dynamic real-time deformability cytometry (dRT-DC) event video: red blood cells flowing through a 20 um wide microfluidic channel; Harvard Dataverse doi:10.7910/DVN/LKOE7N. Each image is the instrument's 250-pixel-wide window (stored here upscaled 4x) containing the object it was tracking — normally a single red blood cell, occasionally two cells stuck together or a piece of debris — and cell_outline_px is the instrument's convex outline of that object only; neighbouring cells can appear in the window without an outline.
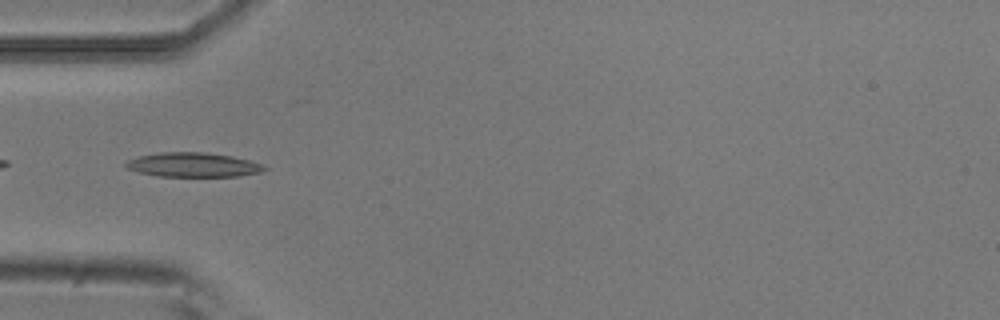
{"species": "common noctule bat (a hibernating species)", "species_latin": "Nyctalus noctula", "temperature_condition": "room temperature", "stored_images_in_passage": 8, "camera_frame_rate_fps": 3000, "um_per_image_px": 0.085, "animal": {"sex": "male", "body_mass_g": 20.5, "forearm_length_mm": 52.5}, "frame": {"image": 1, "passage_image": 4, "time_ms": 1.0, "image_size_px": [1000, 320], "cell_outline_px": [[268, 168], [260, 172], [236, 176], [156, 176], [140, 172], [128, 168], [124, 164], [128, 160], [140, 156], [160, 152], [204, 152], [232, 156], [264, 164]], "centroid_in_image_um": [16.43, 14.0], "position_along_channel_um": 68.6, "area_um2": 19.48}}
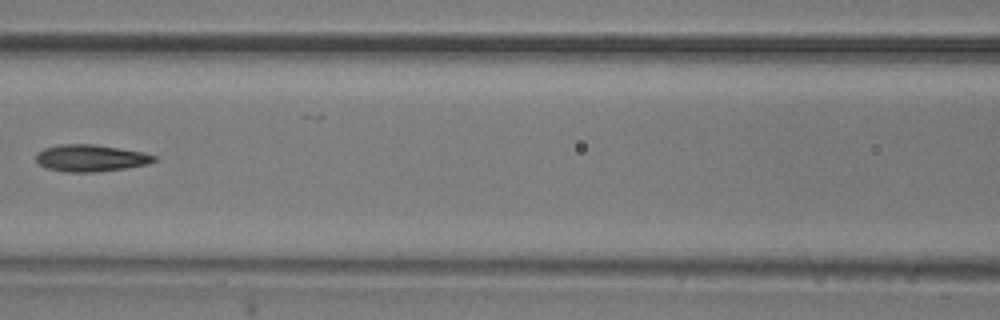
{"frame": {"image": 2, "passage_image": 6, "time_ms": 1.667, "image_size_px": [1000, 320], "cell_outline_px": [[156, 160], [148, 164], [124, 168], [96, 172], [64, 172], [44, 168], [36, 164], [36, 152], [44, 148], [60, 144], [92, 144], [120, 148], [144, 152], [156, 156]], "centroid_in_image_um": [7.65, 13.44], "position_along_channel_um": 158.9, "area_um2": 18.73}}
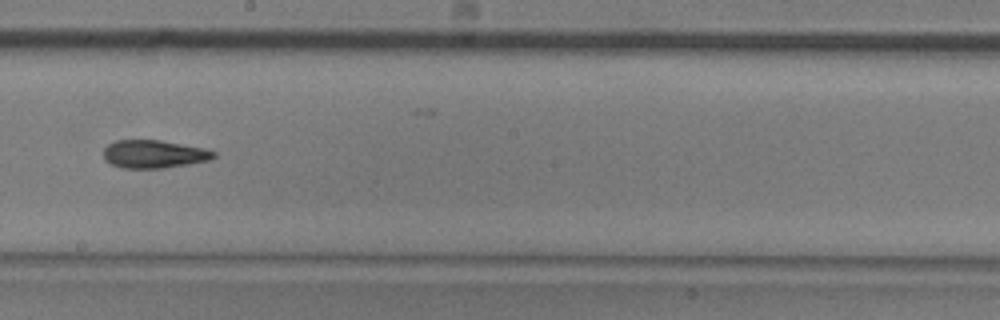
{"frame": {"image": 3, "passage_image": 8, "time_ms": 2.333, "image_size_px": [1000, 320], "cell_outline_px": [[216, 156], [208, 160], [188, 164], [164, 168], [120, 168], [104, 160], [104, 148], [108, 144], [116, 140], [160, 140], [204, 148], [216, 152]], "centroid_in_image_um": [13.06, 13.1], "position_along_channel_um": 235.1, "area_um2": 17.98}}